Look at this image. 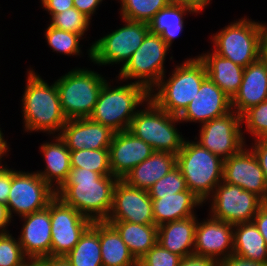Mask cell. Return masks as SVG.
<instances>
[{
    "instance_id": "obj_1",
    "label": "cell",
    "mask_w": 267,
    "mask_h": 266,
    "mask_svg": "<svg viewBox=\"0 0 267 266\" xmlns=\"http://www.w3.org/2000/svg\"><path fill=\"white\" fill-rule=\"evenodd\" d=\"M117 181L118 178L112 175L102 176L91 170L72 167L67 181L56 190V196L92 222L106 221L112 209Z\"/></svg>"
},
{
    "instance_id": "obj_2",
    "label": "cell",
    "mask_w": 267,
    "mask_h": 266,
    "mask_svg": "<svg viewBox=\"0 0 267 266\" xmlns=\"http://www.w3.org/2000/svg\"><path fill=\"white\" fill-rule=\"evenodd\" d=\"M27 85L22 99L26 130L60 131L67 118L61 110L56 83L49 86L45 81L29 71Z\"/></svg>"
},
{
    "instance_id": "obj_3",
    "label": "cell",
    "mask_w": 267,
    "mask_h": 266,
    "mask_svg": "<svg viewBox=\"0 0 267 266\" xmlns=\"http://www.w3.org/2000/svg\"><path fill=\"white\" fill-rule=\"evenodd\" d=\"M150 93L136 82L111 89L104 83L90 119L112 131L121 132L129 129L135 107L148 101ZM147 99V100H146Z\"/></svg>"
},
{
    "instance_id": "obj_4",
    "label": "cell",
    "mask_w": 267,
    "mask_h": 266,
    "mask_svg": "<svg viewBox=\"0 0 267 266\" xmlns=\"http://www.w3.org/2000/svg\"><path fill=\"white\" fill-rule=\"evenodd\" d=\"M223 163L224 160L198 142L184 141L176 155V166L186 180L187 188L202 201L223 181Z\"/></svg>"
},
{
    "instance_id": "obj_5",
    "label": "cell",
    "mask_w": 267,
    "mask_h": 266,
    "mask_svg": "<svg viewBox=\"0 0 267 266\" xmlns=\"http://www.w3.org/2000/svg\"><path fill=\"white\" fill-rule=\"evenodd\" d=\"M207 77L206 66L199 56L189 59L176 67L167 82L161 79L155 86L160 90L154 95L150 93L149 98L159 108L179 116L194 99Z\"/></svg>"
},
{
    "instance_id": "obj_6",
    "label": "cell",
    "mask_w": 267,
    "mask_h": 266,
    "mask_svg": "<svg viewBox=\"0 0 267 266\" xmlns=\"http://www.w3.org/2000/svg\"><path fill=\"white\" fill-rule=\"evenodd\" d=\"M105 82L96 72L80 68L58 79L55 83L67 120L89 118Z\"/></svg>"
},
{
    "instance_id": "obj_7",
    "label": "cell",
    "mask_w": 267,
    "mask_h": 266,
    "mask_svg": "<svg viewBox=\"0 0 267 266\" xmlns=\"http://www.w3.org/2000/svg\"><path fill=\"white\" fill-rule=\"evenodd\" d=\"M265 38V25L244 18L216 33L214 52L245 68L260 58Z\"/></svg>"
},
{
    "instance_id": "obj_8",
    "label": "cell",
    "mask_w": 267,
    "mask_h": 266,
    "mask_svg": "<svg viewBox=\"0 0 267 266\" xmlns=\"http://www.w3.org/2000/svg\"><path fill=\"white\" fill-rule=\"evenodd\" d=\"M147 105L148 109L138 111L133 117L128 131L149 144L154 151L177 155L184 143L172 125L180 121L178 116L159 108L150 98Z\"/></svg>"
},
{
    "instance_id": "obj_9",
    "label": "cell",
    "mask_w": 267,
    "mask_h": 266,
    "mask_svg": "<svg viewBox=\"0 0 267 266\" xmlns=\"http://www.w3.org/2000/svg\"><path fill=\"white\" fill-rule=\"evenodd\" d=\"M168 48L160 35L149 32L130 60L122 66L120 79L137 78L139 80L136 83L152 93L153 85L163 80V62Z\"/></svg>"
},
{
    "instance_id": "obj_10",
    "label": "cell",
    "mask_w": 267,
    "mask_h": 266,
    "mask_svg": "<svg viewBox=\"0 0 267 266\" xmlns=\"http://www.w3.org/2000/svg\"><path fill=\"white\" fill-rule=\"evenodd\" d=\"M126 25L96 41L89 50V56L97 64L123 62L130 60L146 35L150 32L149 24L145 22L123 19ZM126 60V61H125Z\"/></svg>"
},
{
    "instance_id": "obj_11",
    "label": "cell",
    "mask_w": 267,
    "mask_h": 266,
    "mask_svg": "<svg viewBox=\"0 0 267 266\" xmlns=\"http://www.w3.org/2000/svg\"><path fill=\"white\" fill-rule=\"evenodd\" d=\"M50 217L51 257H65L92 221L57 196L50 201Z\"/></svg>"
},
{
    "instance_id": "obj_12",
    "label": "cell",
    "mask_w": 267,
    "mask_h": 266,
    "mask_svg": "<svg viewBox=\"0 0 267 266\" xmlns=\"http://www.w3.org/2000/svg\"><path fill=\"white\" fill-rule=\"evenodd\" d=\"M215 190L211 218L232 225L253 221L258 210L265 203L256 194L224 181Z\"/></svg>"
},
{
    "instance_id": "obj_13",
    "label": "cell",
    "mask_w": 267,
    "mask_h": 266,
    "mask_svg": "<svg viewBox=\"0 0 267 266\" xmlns=\"http://www.w3.org/2000/svg\"><path fill=\"white\" fill-rule=\"evenodd\" d=\"M55 190L37 173L11 170V188L6 205L10 216L12 210L23 217L46 208L56 196Z\"/></svg>"
},
{
    "instance_id": "obj_14",
    "label": "cell",
    "mask_w": 267,
    "mask_h": 266,
    "mask_svg": "<svg viewBox=\"0 0 267 266\" xmlns=\"http://www.w3.org/2000/svg\"><path fill=\"white\" fill-rule=\"evenodd\" d=\"M231 112L204 123L200 130L198 143L222 160L237 154L244 144L239 127L242 122L241 115L233 110Z\"/></svg>"
},
{
    "instance_id": "obj_15",
    "label": "cell",
    "mask_w": 267,
    "mask_h": 266,
    "mask_svg": "<svg viewBox=\"0 0 267 266\" xmlns=\"http://www.w3.org/2000/svg\"><path fill=\"white\" fill-rule=\"evenodd\" d=\"M106 221L155 224L148 190L130 186L118 179L113 191L112 209Z\"/></svg>"
},
{
    "instance_id": "obj_16",
    "label": "cell",
    "mask_w": 267,
    "mask_h": 266,
    "mask_svg": "<svg viewBox=\"0 0 267 266\" xmlns=\"http://www.w3.org/2000/svg\"><path fill=\"white\" fill-rule=\"evenodd\" d=\"M223 181L254 193L267 202L264 173L253 151L242 149L224 160Z\"/></svg>"
},
{
    "instance_id": "obj_17",
    "label": "cell",
    "mask_w": 267,
    "mask_h": 266,
    "mask_svg": "<svg viewBox=\"0 0 267 266\" xmlns=\"http://www.w3.org/2000/svg\"><path fill=\"white\" fill-rule=\"evenodd\" d=\"M154 149L128 130L116 132L109 146L112 176L123 179L134 167L149 158Z\"/></svg>"
},
{
    "instance_id": "obj_18",
    "label": "cell",
    "mask_w": 267,
    "mask_h": 266,
    "mask_svg": "<svg viewBox=\"0 0 267 266\" xmlns=\"http://www.w3.org/2000/svg\"><path fill=\"white\" fill-rule=\"evenodd\" d=\"M60 131L58 135L70 151L109 149L115 133L90 118L68 119Z\"/></svg>"
},
{
    "instance_id": "obj_19",
    "label": "cell",
    "mask_w": 267,
    "mask_h": 266,
    "mask_svg": "<svg viewBox=\"0 0 267 266\" xmlns=\"http://www.w3.org/2000/svg\"><path fill=\"white\" fill-rule=\"evenodd\" d=\"M231 108V99L207 77L178 118L180 121H201L204 124L227 114Z\"/></svg>"
},
{
    "instance_id": "obj_20",
    "label": "cell",
    "mask_w": 267,
    "mask_h": 266,
    "mask_svg": "<svg viewBox=\"0 0 267 266\" xmlns=\"http://www.w3.org/2000/svg\"><path fill=\"white\" fill-rule=\"evenodd\" d=\"M207 220L202 223L197 222L194 254L213 258L217 261L233 255L234 232L232 230H234V225L214 218ZM228 249L230 251H227ZM226 251L228 254L225 253L224 255ZM221 254L223 257L217 258Z\"/></svg>"
},
{
    "instance_id": "obj_21",
    "label": "cell",
    "mask_w": 267,
    "mask_h": 266,
    "mask_svg": "<svg viewBox=\"0 0 267 266\" xmlns=\"http://www.w3.org/2000/svg\"><path fill=\"white\" fill-rule=\"evenodd\" d=\"M23 225L19 243L24 255L30 260H39L51 256V217L50 203L42 210L23 216Z\"/></svg>"
},
{
    "instance_id": "obj_22",
    "label": "cell",
    "mask_w": 267,
    "mask_h": 266,
    "mask_svg": "<svg viewBox=\"0 0 267 266\" xmlns=\"http://www.w3.org/2000/svg\"><path fill=\"white\" fill-rule=\"evenodd\" d=\"M267 100V67L259 58L244 68L238 93L231 100V107L242 115L250 107Z\"/></svg>"
},
{
    "instance_id": "obj_23",
    "label": "cell",
    "mask_w": 267,
    "mask_h": 266,
    "mask_svg": "<svg viewBox=\"0 0 267 266\" xmlns=\"http://www.w3.org/2000/svg\"><path fill=\"white\" fill-rule=\"evenodd\" d=\"M150 198L156 226L166 221H177L195 216L192 213L193 207L203 202L189 189L168 196H150Z\"/></svg>"
},
{
    "instance_id": "obj_24",
    "label": "cell",
    "mask_w": 267,
    "mask_h": 266,
    "mask_svg": "<svg viewBox=\"0 0 267 266\" xmlns=\"http://www.w3.org/2000/svg\"><path fill=\"white\" fill-rule=\"evenodd\" d=\"M195 219V216H192L159 225L157 242L163 248L182 258L194 254V250H191V247L195 245V229L197 225Z\"/></svg>"
},
{
    "instance_id": "obj_25",
    "label": "cell",
    "mask_w": 267,
    "mask_h": 266,
    "mask_svg": "<svg viewBox=\"0 0 267 266\" xmlns=\"http://www.w3.org/2000/svg\"><path fill=\"white\" fill-rule=\"evenodd\" d=\"M175 167V154L155 151L149 158L126 174L122 180L130 186L148 190Z\"/></svg>"
},
{
    "instance_id": "obj_26",
    "label": "cell",
    "mask_w": 267,
    "mask_h": 266,
    "mask_svg": "<svg viewBox=\"0 0 267 266\" xmlns=\"http://www.w3.org/2000/svg\"><path fill=\"white\" fill-rule=\"evenodd\" d=\"M199 58L206 66L208 77L232 100L240 89L244 67L215 52Z\"/></svg>"
},
{
    "instance_id": "obj_27",
    "label": "cell",
    "mask_w": 267,
    "mask_h": 266,
    "mask_svg": "<svg viewBox=\"0 0 267 266\" xmlns=\"http://www.w3.org/2000/svg\"><path fill=\"white\" fill-rule=\"evenodd\" d=\"M106 222L117 230L137 260L142 258L157 243L158 226L155 224H137L128 221Z\"/></svg>"
},
{
    "instance_id": "obj_28",
    "label": "cell",
    "mask_w": 267,
    "mask_h": 266,
    "mask_svg": "<svg viewBox=\"0 0 267 266\" xmlns=\"http://www.w3.org/2000/svg\"><path fill=\"white\" fill-rule=\"evenodd\" d=\"M99 241L103 266H138L117 230L106 221H99Z\"/></svg>"
},
{
    "instance_id": "obj_29",
    "label": "cell",
    "mask_w": 267,
    "mask_h": 266,
    "mask_svg": "<svg viewBox=\"0 0 267 266\" xmlns=\"http://www.w3.org/2000/svg\"><path fill=\"white\" fill-rule=\"evenodd\" d=\"M233 233V255L267 263V245L253 221L235 224Z\"/></svg>"
},
{
    "instance_id": "obj_30",
    "label": "cell",
    "mask_w": 267,
    "mask_h": 266,
    "mask_svg": "<svg viewBox=\"0 0 267 266\" xmlns=\"http://www.w3.org/2000/svg\"><path fill=\"white\" fill-rule=\"evenodd\" d=\"M56 138V143H46L42 145L41 149L47 161V168L44 172H37V174L52 188V180L55 178L56 184L59 186V188L57 186L56 189L59 190L67 181L72 167L70 150L59 135Z\"/></svg>"
},
{
    "instance_id": "obj_31",
    "label": "cell",
    "mask_w": 267,
    "mask_h": 266,
    "mask_svg": "<svg viewBox=\"0 0 267 266\" xmlns=\"http://www.w3.org/2000/svg\"><path fill=\"white\" fill-rule=\"evenodd\" d=\"M70 266H103L99 241V221L81 235L79 242L65 256Z\"/></svg>"
},
{
    "instance_id": "obj_32",
    "label": "cell",
    "mask_w": 267,
    "mask_h": 266,
    "mask_svg": "<svg viewBox=\"0 0 267 266\" xmlns=\"http://www.w3.org/2000/svg\"><path fill=\"white\" fill-rule=\"evenodd\" d=\"M186 11L196 12L188 6L170 3L168 6L161 9L148 23L150 32L160 35L170 47L172 40L182 31V15Z\"/></svg>"
},
{
    "instance_id": "obj_33",
    "label": "cell",
    "mask_w": 267,
    "mask_h": 266,
    "mask_svg": "<svg viewBox=\"0 0 267 266\" xmlns=\"http://www.w3.org/2000/svg\"><path fill=\"white\" fill-rule=\"evenodd\" d=\"M71 167L84 168L102 176L112 175L109 149L70 151Z\"/></svg>"
},
{
    "instance_id": "obj_34",
    "label": "cell",
    "mask_w": 267,
    "mask_h": 266,
    "mask_svg": "<svg viewBox=\"0 0 267 266\" xmlns=\"http://www.w3.org/2000/svg\"><path fill=\"white\" fill-rule=\"evenodd\" d=\"M123 19L149 23L170 0H121Z\"/></svg>"
},
{
    "instance_id": "obj_35",
    "label": "cell",
    "mask_w": 267,
    "mask_h": 266,
    "mask_svg": "<svg viewBox=\"0 0 267 266\" xmlns=\"http://www.w3.org/2000/svg\"><path fill=\"white\" fill-rule=\"evenodd\" d=\"M45 36L48 44L55 51L64 53L65 55L78 54L80 52L79 39L82 35L60 30L49 25Z\"/></svg>"
},
{
    "instance_id": "obj_36",
    "label": "cell",
    "mask_w": 267,
    "mask_h": 266,
    "mask_svg": "<svg viewBox=\"0 0 267 266\" xmlns=\"http://www.w3.org/2000/svg\"><path fill=\"white\" fill-rule=\"evenodd\" d=\"M51 18L52 23L50 25L52 27L73 32L82 36L88 28L90 21L87 16L80 13L75 7L58 13Z\"/></svg>"
},
{
    "instance_id": "obj_37",
    "label": "cell",
    "mask_w": 267,
    "mask_h": 266,
    "mask_svg": "<svg viewBox=\"0 0 267 266\" xmlns=\"http://www.w3.org/2000/svg\"><path fill=\"white\" fill-rule=\"evenodd\" d=\"M188 190L186 180L176 166L149 189V196H168L177 192Z\"/></svg>"
},
{
    "instance_id": "obj_38",
    "label": "cell",
    "mask_w": 267,
    "mask_h": 266,
    "mask_svg": "<svg viewBox=\"0 0 267 266\" xmlns=\"http://www.w3.org/2000/svg\"><path fill=\"white\" fill-rule=\"evenodd\" d=\"M25 255L18 242L9 233L0 234V266H25Z\"/></svg>"
},
{
    "instance_id": "obj_39",
    "label": "cell",
    "mask_w": 267,
    "mask_h": 266,
    "mask_svg": "<svg viewBox=\"0 0 267 266\" xmlns=\"http://www.w3.org/2000/svg\"><path fill=\"white\" fill-rule=\"evenodd\" d=\"M247 130L258 138H267V100L250 107L241 115Z\"/></svg>"
},
{
    "instance_id": "obj_40",
    "label": "cell",
    "mask_w": 267,
    "mask_h": 266,
    "mask_svg": "<svg viewBox=\"0 0 267 266\" xmlns=\"http://www.w3.org/2000/svg\"><path fill=\"white\" fill-rule=\"evenodd\" d=\"M182 257L163 248L158 242L138 260V266H179Z\"/></svg>"
},
{
    "instance_id": "obj_41",
    "label": "cell",
    "mask_w": 267,
    "mask_h": 266,
    "mask_svg": "<svg viewBox=\"0 0 267 266\" xmlns=\"http://www.w3.org/2000/svg\"><path fill=\"white\" fill-rule=\"evenodd\" d=\"M255 142V147L252 146V151L258 159L260 167L263 170L267 186V138H258Z\"/></svg>"
},
{
    "instance_id": "obj_42",
    "label": "cell",
    "mask_w": 267,
    "mask_h": 266,
    "mask_svg": "<svg viewBox=\"0 0 267 266\" xmlns=\"http://www.w3.org/2000/svg\"><path fill=\"white\" fill-rule=\"evenodd\" d=\"M11 188V169L0 168V203L7 205Z\"/></svg>"
},
{
    "instance_id": "obj_43",
    "label": "cell",
    "mask_w": 267,
    "mask_h": 266,
    "mask_svg": "<svg viewBox=\"0 0 267 266\" xmlns=\"http://www.w3.org/2000/svg\"><path fill=\"white\" fill-rule=\"evenodd\" d=\"M43 7L47 9L51 16L61 13L74 7L73 0H41Z\"/></svg>"
},
{
    "instance_id": "obj_44",
    "label": "cell",
    "mask_w": 267,
    "mask_h": 266,
    "mask_svg": "<svg viewBox=\"0 0 267 266\" xmlns=\"http://www.w3.org/2000/svg\"><path fill=\"white\" fill-rule=\"evenodd\" d=\"M179 266H218V261L199 255H189L181 259Z\"/></svg>"
},
{
    "instance_id": "obj_45",
    "label": "cell",
    "mask_w": 267,
    "mask_h": 266,
    "mask_svg": "<svg viewBox=\"0 0 267 266\" xmlns=\"http://www.w3.org/2000/svg\"><path fill=\"white\" fill-rule=\"evenodd\" d=\"M218 266H267V263L244 259L236 255H230L218 261Z\"/></svg>"
},
{
    "instance_id": "obj_46",
    "label": "cell",
    "mask_w": 267,
    "mask_h": 266,
    "mask_svg": "<svg viewBox=\"0 0 267 266\" xmlns=\"http://www.w3.org/2000/svg\"><path fill=\"white\" fill-rule=\"evenodd\" d=\"M253 222L257 226L261 235L264 237L267 245V202L260 207L257 214L253 218Z\"/></svg>"
},
{
    "instance_id": "obj_47",
    "label": "cell",
    "mask_w": 267,
    "mask_h": 266,
    "mask_svg": "<svg viewBox=\"0 0 267 266\" xmlns=\"http://www.w3.org/2000/svg\"><path fill=\"white\" fill-rule=\"evenodd\" d=\"M102 0H73L74 7L89 19Z\"/></svg>"
},
{
    "instance_id": "obj_48",
    "label": "cell",
    "mask_w": 267,
    "mask_h": 266,
    "mask_svg": "<svg viewBox=\"0 0 267 266\" xmlns=\"http://www.w3.org/2000/svg\"><path fill=\"white\" fill-rule=\"evenodd\" d=\"M210 0H170L171 3L185 5L190 7L193 11H201Z\"/></svg>"
},
{
    "instance_id": "obj_49",
    "label": "cell",
    "mask_w": 267,
    "mask_h": 266,
    "mask_svg": "<svg viewBox=\"0 0 267 266\" xmlns=\"http://www.w3.org/2000/svg\"><path fill=\"white\" fill-rule=\"evenodd\" d=\"M44 266H70L65 257H45L39 259Z\"/></svg>"
},
{
    "instance_id": "obj_50",
    "label": "cell",
    "mask_w": 267,
    "mask_h": 266,
    "mask_svg": "<svg viewBox=\"0 0 267 266\" xmlns=\"http://www.w3.org/2000/svg\"><path fill=\"white\" fill-rule=\"evenodd\" d=\"M11 220V216L8 212V208L5 204L0 203V234L7 233L4 228L8 225V222Z\"/></svg>"
},
{
    "instance_id": "obj_51",
    "label": "cell",
    "mask_w": 267,
    "mask_h": 266,
    "mask_svg": "<svg viewBox=\"0 0 267 266\" xmlns=\"http://www.w3.org/2000/svg\"><path fill=\"white\" fill-rule=\"evenodd\" d=\"M260 58L266 64V67H267V39L266 38L264 39L262 46H261Z\"/></svg>"
},
{
    "instance_id": "obj_52",
    "label": "cell",
    "mask_w": 267,
    "mask_h": 266,
    "mask_svg": "<svg viewBox=\"0 0 267 266\" xmlns=\"http://www.w3.org/2000/svg\"><path fill=\"white\" fill-rule=\"evenodd\" d=\"M3 134H2V132H1V130H0V159L2 158V155L4 154V153H6L7 152V149H8V147H7V143H6V141H4V138H3V136H2ZM1 164V163H0ZM1 167H3L2 165H0V168Z\"/></svg>"
},
{
    "instance_id": "obj_53",
    "label": "cell",
    "mask_w": 267,
    "mask_h": 266,
    "mask_svg": "<svg viewBox=\"0 0 267 266\" xmlns=\"http://www.w3.org/2000/svg\"><path fill=\"white\" fill-rule=\"evenodd\" d=\"M25 266H44L39 260H31L27 262Z\"/></svg>"
}]
</instances>
